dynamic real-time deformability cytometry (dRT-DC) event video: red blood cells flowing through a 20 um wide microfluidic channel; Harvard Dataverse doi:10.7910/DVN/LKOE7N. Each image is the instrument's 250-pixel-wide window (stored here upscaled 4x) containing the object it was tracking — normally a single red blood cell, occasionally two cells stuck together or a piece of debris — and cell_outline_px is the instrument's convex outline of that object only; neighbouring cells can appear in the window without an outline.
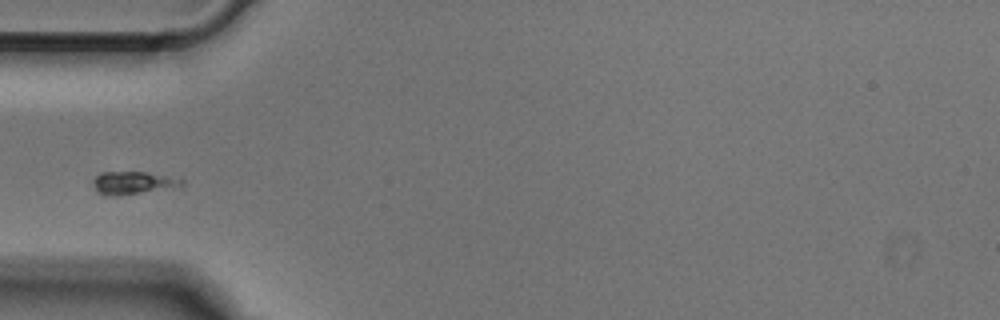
{"species": "Egyptian fruit bat (a non-hibernating species)", "species_latin": "Rousettus aegyptiacus", "temperature_condition": "cold", "stored_images_in_passage": 37, "camera_frame_rate_fps": 3000, "um_per_image_px": 0.085, "animal": {"sex": "male"}, "frame": {"image": 1, "passage_image": 1, "time_ms": 0.0, "image_size_px": [1000, 320], "cell_outline_px": [[184, 184], [180, 188], [112, 196], [104, 196], [92, 184], [92, 180], [100, 172], [144, 172], [184, 180]], "centroid_in_image_um": [11.32, 15.56], "position_along_channel_um": 73.7, "area_um2": 11.79}}
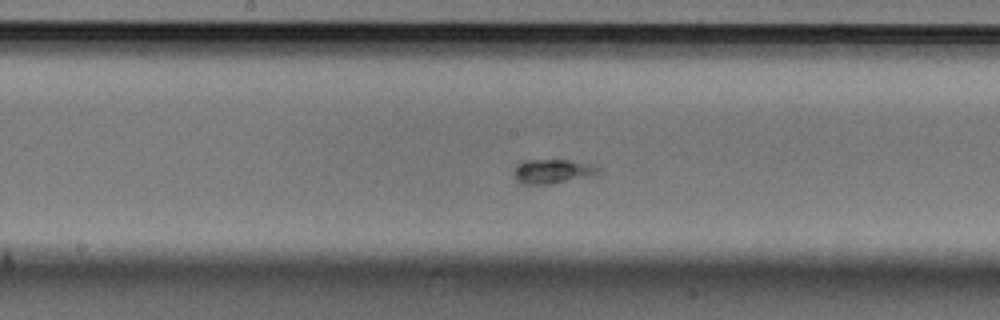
{"frame": {"image": 2, "passage_image": 11, "time_ms": 3.333, "image_size_px": [1000, 320], "cell_outline_px": [[600, 172], [552, 184], [520, 184], [516, 180], [516, 164], [524, 160], [568, 160], [592, 164], [600, 168]], "centroid_in_image_um": [46.92, 14.55], "position_along_channel_um": 201.3, "area_um2": 11.62}}
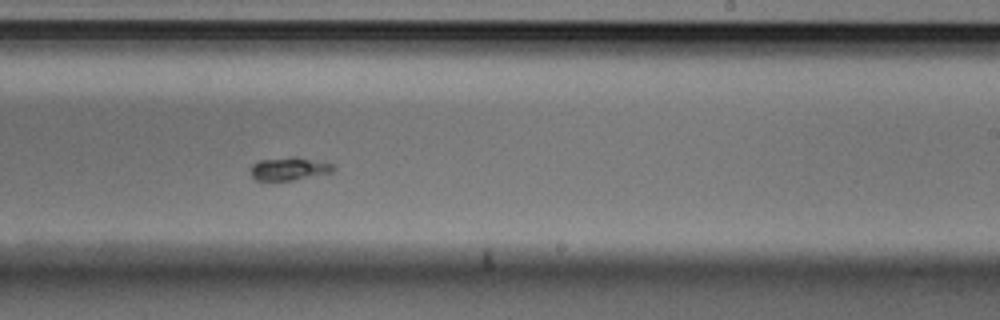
{"frame": {"image": 3, "passage_image": 16, "time_ms": 5.0, "image_size_px": [1000, 320], "cell_outline_px": [[336, 168], [332, 172], [292, 180], [256, 180], [252, 176], [252, 164], [260, 160], [292, 156], [296, 156], [332, 164]], "centroid_in_image_um": [24.58, 14.33], "position_along_channel_um": 264.4, "area_um2": 10.92}}